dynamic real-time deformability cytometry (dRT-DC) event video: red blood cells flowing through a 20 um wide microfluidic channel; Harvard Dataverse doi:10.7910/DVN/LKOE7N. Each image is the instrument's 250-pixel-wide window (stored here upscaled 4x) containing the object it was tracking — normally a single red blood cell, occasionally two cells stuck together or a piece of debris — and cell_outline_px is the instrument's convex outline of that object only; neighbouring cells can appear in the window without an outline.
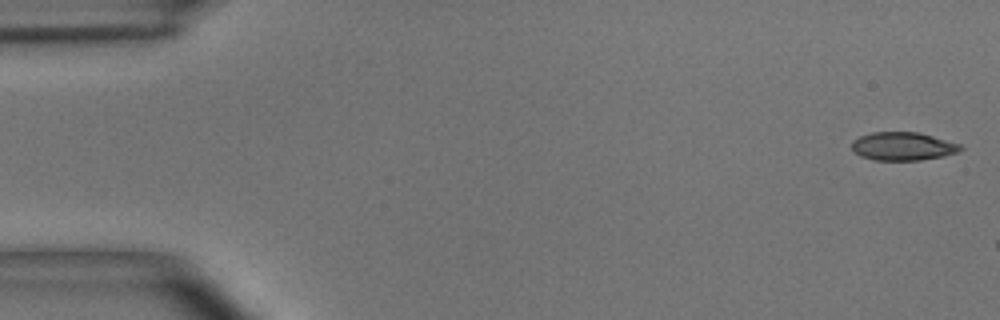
{"species": "common noctule bat (a hibernating species)", "species_latin": "Nyctalus noctula", "temperature_condition": "room temperature", "stored_images_in_passage": 3, "camera_frame_rate_fps": 3000, "um_per_image_px": 0.085, "animal": {"sex": "male", "body_mass_g": 15.6}, "frame": {"image": 1, "passage_image": 1, "time_ms": 0.0, "image_size_px": [1000, 320], "cell_outline_px": [[964, 148], [956, 152], [944, 156], [920, 160], [872, 160], [860, 156], [852, 148], [852, 140], [860, 136], [872, 132], [920, 132], [960, 144]], "centroid_in_image_um": [76.74, 12.43], "position_along_channel_um": 8.3, "area_um2": 17.92}}